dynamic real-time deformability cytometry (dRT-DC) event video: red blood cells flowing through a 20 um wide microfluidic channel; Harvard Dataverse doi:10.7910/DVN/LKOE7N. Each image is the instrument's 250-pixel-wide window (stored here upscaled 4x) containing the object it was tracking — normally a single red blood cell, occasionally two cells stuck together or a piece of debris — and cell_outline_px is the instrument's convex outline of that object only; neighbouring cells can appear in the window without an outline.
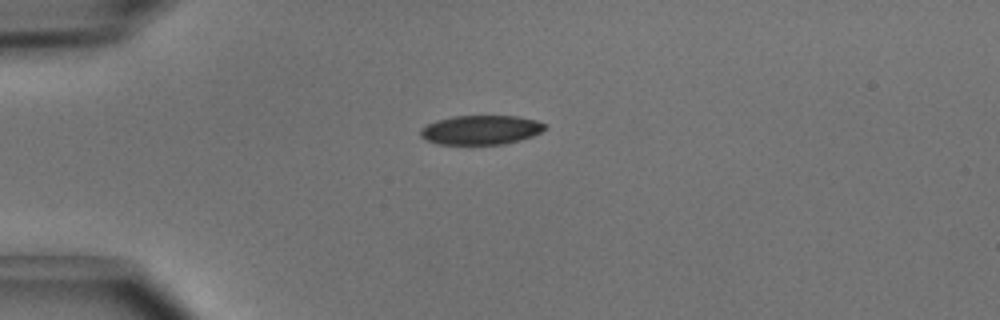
{"species": "common noctule bat (a hibernating species)", "species_latin": "Nyctalus noctula", "temperature_condition": "cold", "stored_images_in_passage": 4, "camera_frame_rate_fps": 3000, "um_per_image_px": 0.085, "animal": {"sex": "male", "body_mass_g": 15.6}, "frame": {"image": 1, "passage_image": 1, "time_ms": 0.0, "image_size_px": [1000, 320], "cell_outline_px": [[548, 128], [532, 136], [520, 140], [504, 144], [440, 144], [428, 140], [420, 136], [420, 128], [436, 120], [452, 116], [516, 116], [536, 120], [548, 124]], "centroid_in_image_um": [40.9, 11.03], "position_along_channel_um": 44.1, "area_um2": 21.27}}
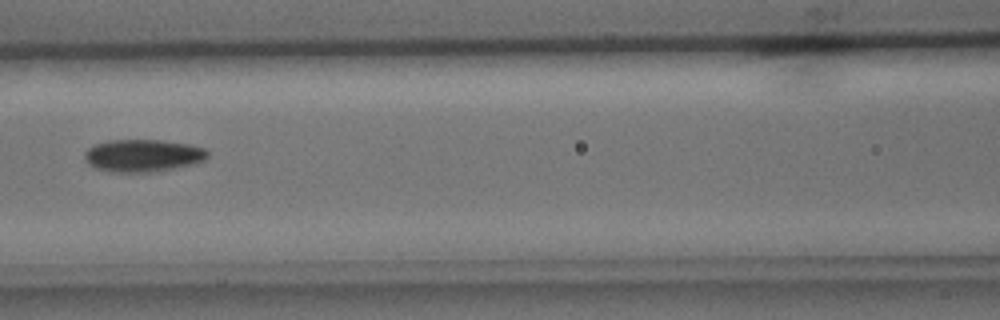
{"frame": {"image": 2, "passage_image": 4, "time_ms": 1.0, "image_size_px": [1000, 320], "cell_outline_px": [[208, 156], [204, 160], [192, 164], [152, 172], [112, 172], [96, 168], [88, 164], [84, 160], [84, 152], [92, 144], [108, 140], [160, 140], [188, 144], [204, 148], [208, 152]], "centroid_in_image_um": [12.09, 13.21], "position_along_channel_um": 154.5, "area_um2": 23.29}}